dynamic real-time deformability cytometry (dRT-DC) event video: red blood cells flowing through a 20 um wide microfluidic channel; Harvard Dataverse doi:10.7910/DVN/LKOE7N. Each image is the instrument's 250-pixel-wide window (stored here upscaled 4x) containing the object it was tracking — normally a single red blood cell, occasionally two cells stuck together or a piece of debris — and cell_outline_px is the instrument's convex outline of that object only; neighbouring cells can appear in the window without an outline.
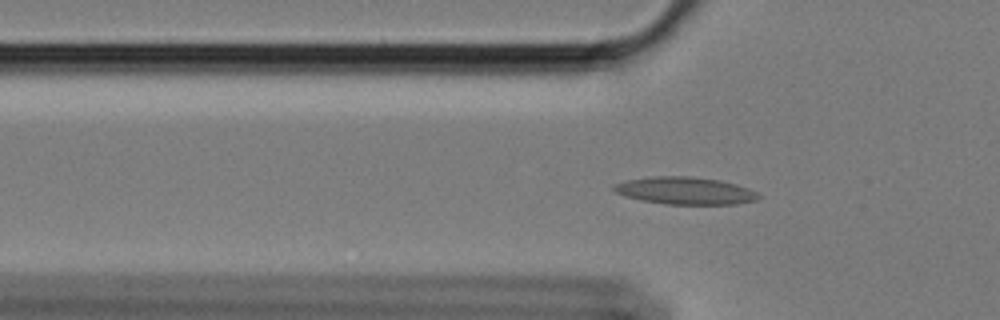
{"species": "Egyptian fruit bat (a non-hibernating species)", "species_latin": "Rousettus aegyptiacus", "temperature_condition": "cold", "stored_images_in_passage": 60, "camera_frame_rate_fps": 3000, "um_per_image_px": 0.085, "animal": {"sex": "female"}, "frame": {"image": 1, "passage_image": 19, "time_ms": 6.0, "image_size_px": [1000, 320], "cell_outline_px": [[760, 196], [756, 200], [736, 204], [664, 204], [640, 200], [624, 196], [616, 192], [612, 188], [612, 184], [628, 180], [652, 176], [688, 176], [716, 180], [736, 184], [748, 188], [756, 192]], "centroid_in_image_um": [58.19, 16.21], "position_along_channel_um": 67.6, "area_um2": 22.95}}
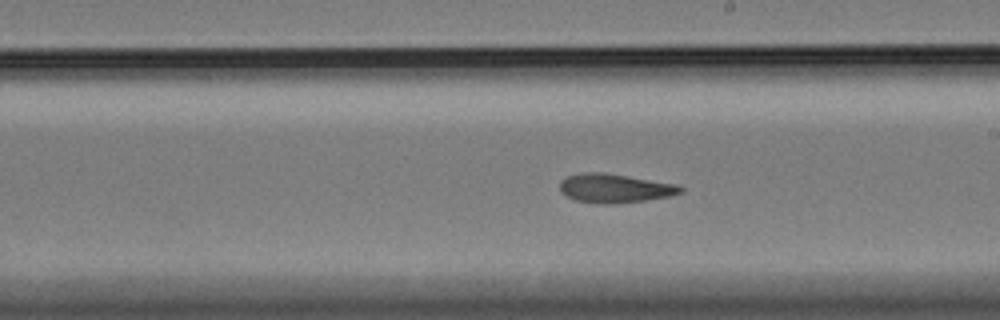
{"frame": {"image": 2, "passage_image": 34, "time_ms": 11.0, "image_size_px": [1000, 320], "cell_outline_px": [[684, 192], [672, 196], [648, 200], [612, 204], [596, 204], [576, 200], [564, 196], [560, 192], [560, 180], [568, 176], [588, 172], [600, 172], [680, 184], [684, 188]], "centroid_in_image_um": [52.29, 16.02], "position_along_channel_um": 236.7, "area_um2": 20.63}}
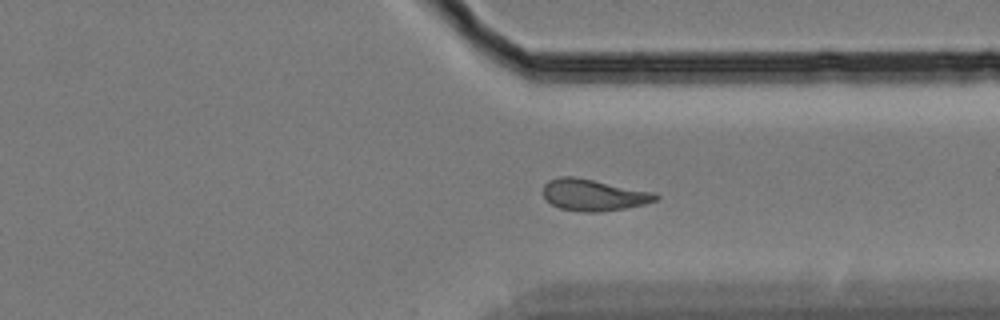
{"frame": {"image": 3, "passage_image": 45, "time_ms": 14.667, "image_size_px": [1000, 320], "cell_outline_px": [[660, 200], [644, 204], [624, 208], [600, 212], [580, 212], [560, 208], [544, 200], [544, 184], [548, 180], [560, 176], [572, 176], [656, 192], [660, 196]], "centroid_in_image_um": [50.47, 16.57], "position_along_channel_um": 360.9, "area_um2": 20.87}, "authors_computed_cell_mechanics": {"area_um2": 20.8947, "velocity_mm_per_s": 3.3871, "shape_relaxation_time_tau1_ms": null, "shape_relaxation_time_tau2_ms": 3.7561, "deformation_change_tau1": null, "deformation_change_tau2": 0.0973}}